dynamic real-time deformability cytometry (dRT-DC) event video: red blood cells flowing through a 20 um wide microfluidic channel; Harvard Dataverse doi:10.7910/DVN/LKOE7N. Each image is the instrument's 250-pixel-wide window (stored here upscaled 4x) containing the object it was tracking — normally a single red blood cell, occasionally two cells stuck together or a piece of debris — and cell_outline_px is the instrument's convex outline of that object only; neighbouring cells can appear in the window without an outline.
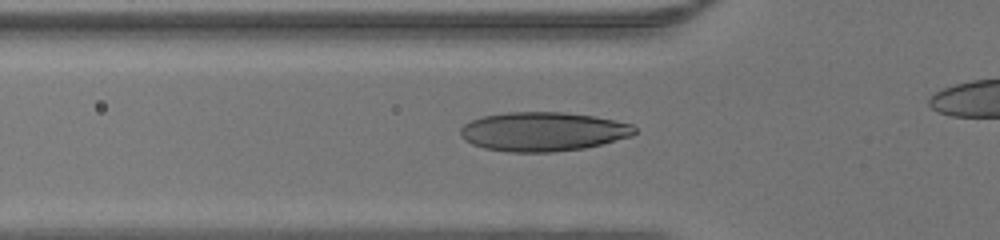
{"species": "human", "species_latin": "Homo sapiens", "temperature_condition": "warm", "stored_images_in_passage": 26, "camera_frame_rate_fps": 3000, "um_per_image_px": 0.085, "donor": {"sex": "male"}, "frame": {"image": 1, "passage_image": 3, "time_ms": 0.667, "image_size_px": [1000, 240], "cell_outline_px": [[636, 132], [632, 136], [584, 148], [552, 152], [508, 152], [484, 148], [472, 144], [464, 140], [460, 136], [460, 128], [464, 124], [472, 120], [484, 116], [504, 112], [564, 112], [592, 116], [632, 124], [636, 128]], "centroid_in_image_um": [46.12, 11.18], "position_along_channel_um": 79.7, "area_um2": 39.65}}
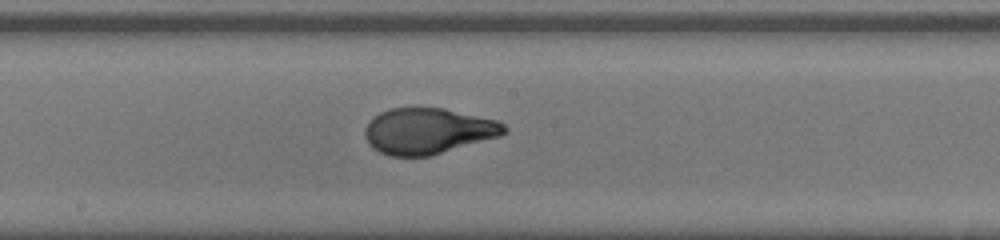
{"frame": {"image": 2, "passage_image": 12, "time_ms": 3.667, "image_size_px": [1000, 240], "cell_outline_px": [[508, 132], [500, 136], [428, 156], [388, 156], [372, 148], [368, 144], [364, 136], [364, 128], [368, 120], [380, 112], [388, 108], [444, 108], [500, 120], [508, 128]], "centroid_in_image_um": [36.37, 11.12], "position_along_channel_um": 211.8, "area_um2": 37.63}}
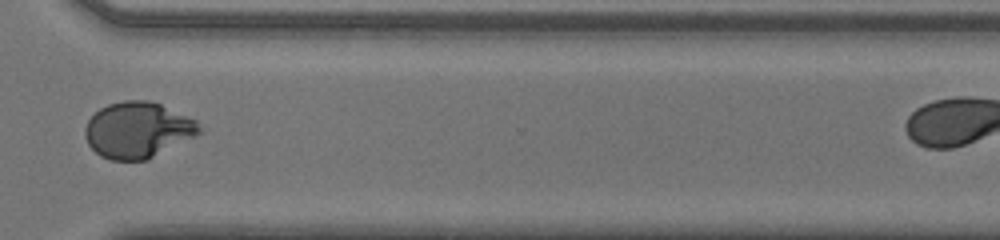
{"frame": {"image": 3, "passage_image": 22, "time_ms": 7.0, "image_size_px": [1000, 240], "cell_outline_px": [[204, 132], [144, 160], [112, 160], [100, 156], [88, 144], [84, 136], [84, 128], [88, 120], [100, 108], [108, 104], [124, 100], [148, 100], [160, 104], [196, 120]], "centroid_in_image_um": [11.69, 11.04], "position_along_channel_um": 358.9, "area_um2": 37.05}}